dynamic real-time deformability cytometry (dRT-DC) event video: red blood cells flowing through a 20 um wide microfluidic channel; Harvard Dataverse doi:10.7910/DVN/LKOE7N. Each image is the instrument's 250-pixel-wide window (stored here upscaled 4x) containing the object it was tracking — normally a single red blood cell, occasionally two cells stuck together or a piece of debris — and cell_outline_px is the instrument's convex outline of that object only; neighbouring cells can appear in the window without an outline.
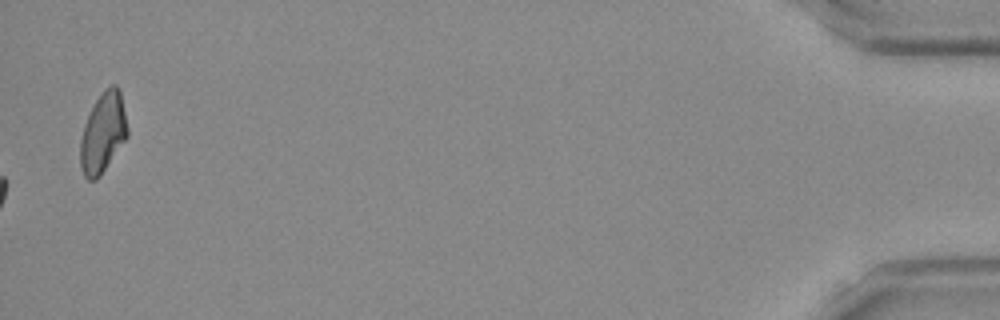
{"species": "Egyptian fruit bat (a non-hibernating species)", "species_latin": "Rousettus aegyptiacus", "temperature_condition": "room temperature", "stored_images_in_passage": 51, "camera_frame_rate_fps": 3000, "um_per_image_px": 0.085, "frame": {"image": 1, "passage_image": 51, "time_ms": 16.667, "image_size_px": [1000, 320], "cell_outline_px": [[128, 136], [100, 176], [96, 180], [88, 180], [84, 176], [80, 168], [80, 140], [84, 124], [96, 100], [104, 88], [112, 84], [116, 84], [120, 88], [128, 128]], "centroid_in_image_um": [8.76, 11.28], "position_along_channel_um": 426.4, "area_um2": 22.14}}